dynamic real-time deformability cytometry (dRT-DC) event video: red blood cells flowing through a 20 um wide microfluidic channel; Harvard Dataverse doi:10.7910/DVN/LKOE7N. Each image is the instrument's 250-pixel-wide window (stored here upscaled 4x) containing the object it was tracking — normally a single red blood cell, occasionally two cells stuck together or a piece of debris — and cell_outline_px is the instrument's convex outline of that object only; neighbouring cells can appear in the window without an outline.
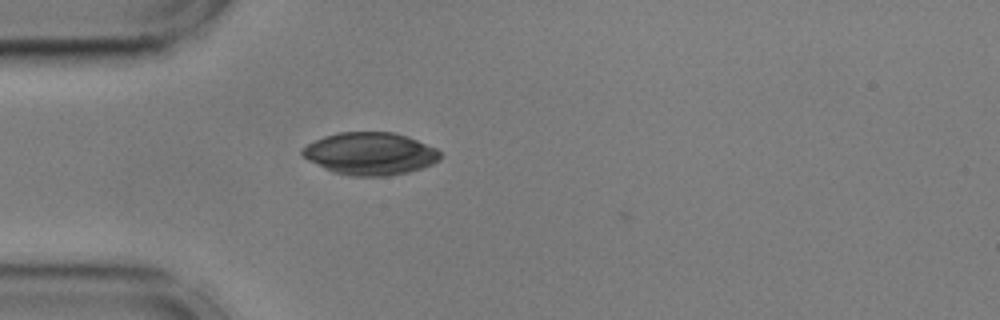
{"species": "common noctule bat (a hibernating species)", "species_latin": "Nyctalus noctula", "temperature_condition": "cold", "stored_images_in_passage": 29, "segment_of_instrument_passage": [1, 2], "camera_frame_rate_fps": 3000, "um_per_image_px": 0.085, "animal": {"sex": "male", "body_mass_g": 17.9, "forearm_length_mm": 54.2}, "frame": {"image": 1, "passage_image": 5, "time_ms": 1.333, "image_size_px": [1000, 320], "cell_outline_px": [[440, 160], [424, 168], [408, 172], [388, 176], [348, 176], [332, 172], [308, 160], [300, 152], [308, 144], [324, 136], [340, 132], [396, 132], [408, 136], [436, 148], [440, 152]], "centroid_in_image_um": [31.49, 13.06], "position_along_channel_um": 53.5, "area_um2": 34.22}}